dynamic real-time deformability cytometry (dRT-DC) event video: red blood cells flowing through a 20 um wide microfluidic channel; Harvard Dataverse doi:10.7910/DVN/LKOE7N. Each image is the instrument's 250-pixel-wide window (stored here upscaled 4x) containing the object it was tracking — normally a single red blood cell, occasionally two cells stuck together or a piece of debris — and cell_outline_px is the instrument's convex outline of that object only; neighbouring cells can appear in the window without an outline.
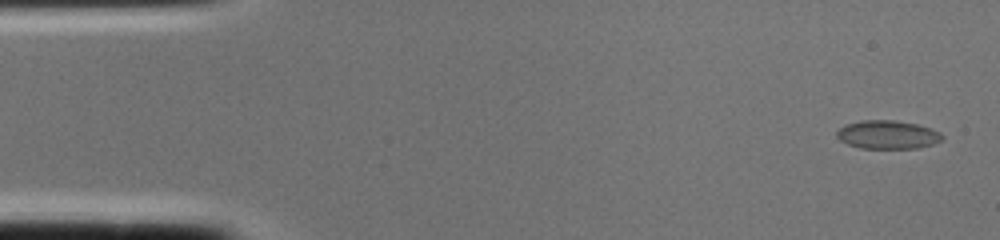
{"species": "common noctule bat (a hibernating species)", "species_latin": "Nyctalus noctula", "temperature_condition": "cold", "stored_images_in_passage": 2, "camera_frame_rate_fps": 3000, "um_per_image_px": 0.085, "animal": {"sex": "female", "body_mass_g": 22.0, "forearm_length_mm": 56.7}, "frame": {"image": 1, "passage_image": 1, "time_ms": 0.0, "image_size_px": [1000, 240], "cell_outline_px": [[944, 136], [940, 140], [932, 144], [916, 148], [860, 148], [848, 144], [840, 140], [836, 136], [836, 132], [844, 124], [860, 120], [892, 120], [916, 124], [940, 132]], "centroid_in_image_um": [75.4, 11.44], "position_along_channel_um": 9.6, "area_um2": 17.34}}
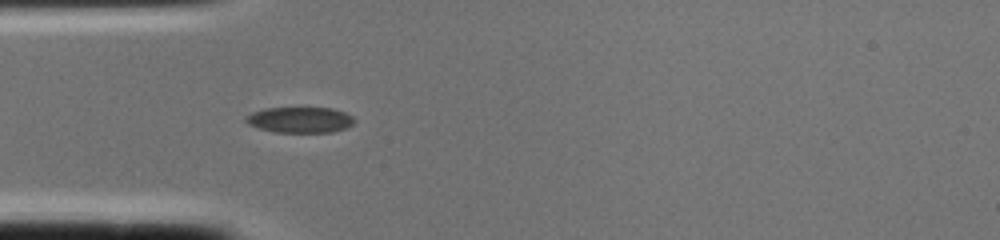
{"frame": {"image": 2, "passage_image": 2, "time_ms": 0.333, "image_size_px": [1000, 240], "cell_outline_px": [[356, 120], [348, 128], [332, 132], [276, 132], [260, 128], [248, 124], [244, 120], [252, 112], [264, 108], [332, 108], [344, 112], [352, 116]], "centroid_in_image_um": [25.53, 10.19], "position_along_channel_um": 59.5, "area_um2": 16.24}}